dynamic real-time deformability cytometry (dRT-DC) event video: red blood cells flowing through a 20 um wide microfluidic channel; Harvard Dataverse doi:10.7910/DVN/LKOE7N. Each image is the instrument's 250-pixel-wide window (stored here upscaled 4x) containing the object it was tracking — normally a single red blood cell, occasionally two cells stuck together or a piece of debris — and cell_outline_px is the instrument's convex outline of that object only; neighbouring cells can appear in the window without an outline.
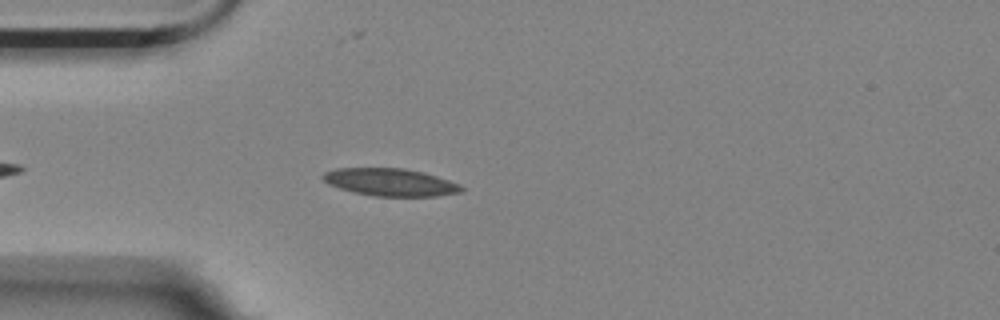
{"species": "Egyptian fruit bat (a non-hibernating species)", "species_latin": "Rousettus aegyptiacus", "temperature_condition": "room temperature", "stored_images_in_passage": 3, "camera_frame_rate_fps": 3000, "um_per_image_px": 0.085, "animal": {"sex": "female"}, "frame": {"image": 1, "passage_image": 3, "time_ms": 0.667, "image_size_px": [1000, 320], "cell_outline_px": [[464, 188], [460, 192], [436, 196], [376, 196], [356, 192], [340, 188], [328, 184], [320, 176], [324, 172], [336, 168], [404, 168], [424, 172], [460, 184]], "centroid_in_image_um": [33.17, 15.48], "position_along_channel_um": 51.8, "area_um2": 22.08}}